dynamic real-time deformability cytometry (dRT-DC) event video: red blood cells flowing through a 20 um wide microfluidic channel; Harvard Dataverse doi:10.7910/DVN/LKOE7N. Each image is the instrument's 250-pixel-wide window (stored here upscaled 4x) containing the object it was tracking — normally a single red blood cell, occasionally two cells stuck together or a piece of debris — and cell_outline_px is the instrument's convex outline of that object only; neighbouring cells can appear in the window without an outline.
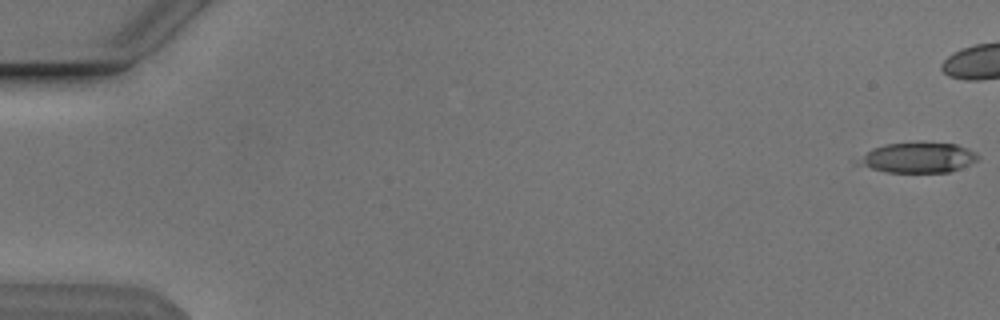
{"species": "Egyptian fruit bat (a non-hibernating species)", "species_latin": "Rousettus aegyptiacus", "temperature_condition": "cold", "stored_images_in_passage": 14, "camera_frame_rate_fps": 3000, "um_per_image_px": 0.085, "animal": {"sex": "male"}, "frame": {"image": 1, "passage_image": 1, "time_ms": 0.0, "image_size_px": [1000, 320], "cell_outline_px": [[980, 156], [976, 160], [960, 168], [948, 172], [888, 172], [872, 168], [864, 164], [864, 156], [872, 148], [884, 144], [916, 140], [924, 140], [956, 144], [968, 148], [976, 152]], "centroid_in_image_um": [78.16, 13.34], "position_along_channel_um": 6.8, "area_um2": 21.1}}